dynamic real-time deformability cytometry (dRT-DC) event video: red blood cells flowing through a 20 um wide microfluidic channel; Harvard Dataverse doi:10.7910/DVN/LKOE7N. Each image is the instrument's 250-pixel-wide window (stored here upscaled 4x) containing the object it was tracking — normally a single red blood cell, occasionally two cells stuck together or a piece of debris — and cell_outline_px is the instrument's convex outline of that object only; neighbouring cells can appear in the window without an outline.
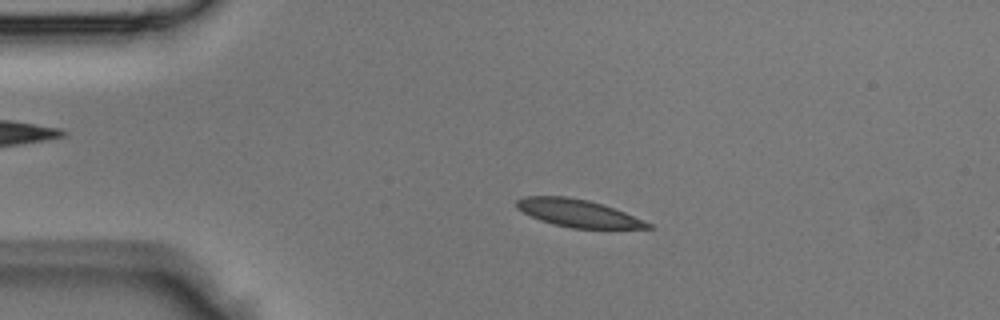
{"species": "Egyptian fruit bat (a non-hibernating species)", "species_latin": "Rousettus aegyptiacus", "temperature_condition": "room temperature", "stored_images_in_passage": 40, "camera_frame_rate_fps": 3000, "um_per_image_px": 0.085, "animal": {"sex": "male"}, "frame": {"image": 1, "passage_image": 5, "time_ms": 1.333, "image_size_px": [1000, 320], "cell_outline_px": [[652, 228], [572, 228], [540, 220], [516, 208], [516, 200], [524, 196], [564, 196], [588, 200], [624, 212], [652, 224]], "centroid_in_image_um": [49.09, 18.11], "position_along_channel_um": 35.9, "area_um2": 20.58}}
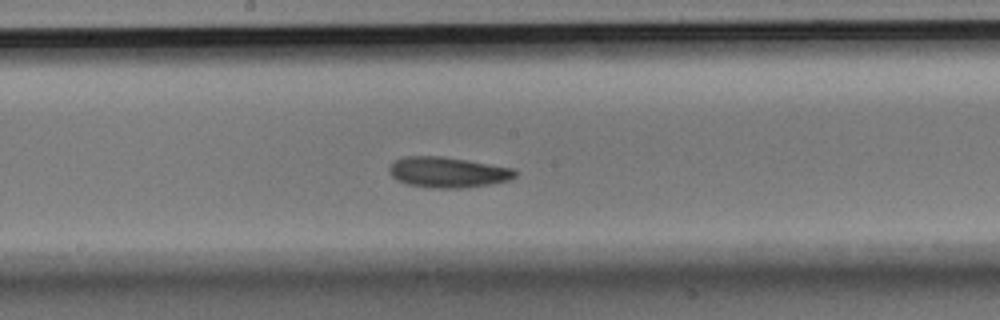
{"frame": {"image": 2, "passage_image": 19, "time_ms": 6.0, "image_size_px": [1000, 320], "cell_outline_px": [[516, 176], [512, 180], [492, 184], [468, 188], [432, 188], [408, 184], [396, 180], [388, 172], [388, 168], [396, 160], [404, 156], [440, 156], [468, 160], [512, 168], [516, 172]], "centroid_in_image_um": [38.07, 14.65], "position_along_channel_um": 210.1, "area_um2": 22.6}}
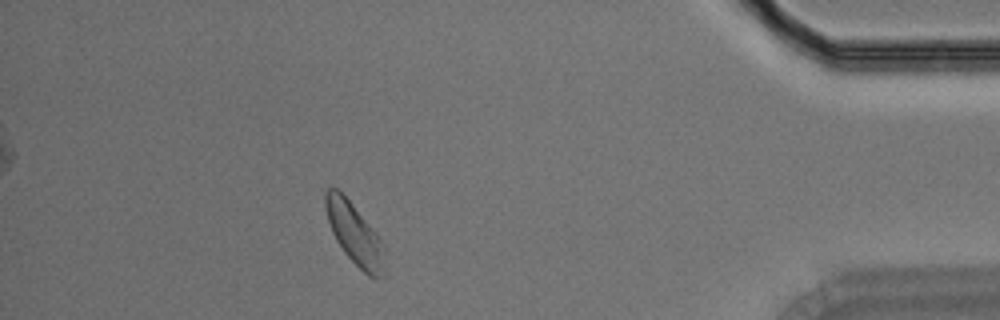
{"frame": {"image": 3, "passage_image": 35, "time_ms": 11.333, "image_size_px": [1000, 320], "cell_outline_px": [[388, 272], [384, 276], [376, 280], [368, 276], [344, 252], [336, 240], [332, 232], [328, 220], [324, 204], [324, 192], [332, 184], [348, 200], [384, 244]], "centroid_in_image_um": [30.18, 19.96], "position_along_channel_um": 405.0, "area_um2": 21.27}}